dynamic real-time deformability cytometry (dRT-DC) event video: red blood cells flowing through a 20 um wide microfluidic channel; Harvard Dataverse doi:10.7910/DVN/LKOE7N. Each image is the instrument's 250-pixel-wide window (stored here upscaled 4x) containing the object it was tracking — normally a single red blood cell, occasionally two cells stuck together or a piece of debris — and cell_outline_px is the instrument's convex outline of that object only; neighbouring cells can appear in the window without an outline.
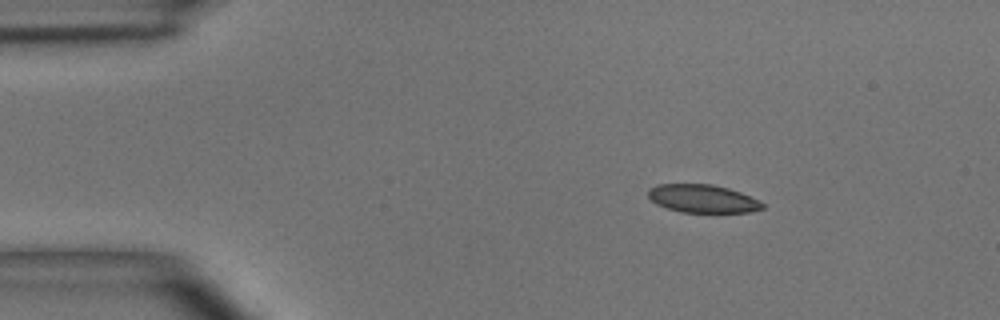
{"species": "common noctule bat (a hibernating species)", "species_latin": "Nyctalus noctula", "temperature_condition": "room temperature", "stored_images_in_passage": 3, "camera_frame_rate_fps": 3000, "um_per_image_px": 0.085, "animal": {"sex": "male", "body_mass_g": 15.6}, "frame": {"image": 1, "passage_image": 1, "time_ms": 0.0, "image_size_px": [1000, 320], "cell_outline_px": [[764, 208], [748, 212], [680, 212], [656, 204], [648, 196], [648, 188], [656, 184], [712, 184], [728, 188], [740, 192], [764, 204]], "centroid_in_image_um": [59.67, 16.88], "position_along_channel_um": 25.3, "area_um2": 18.55}}
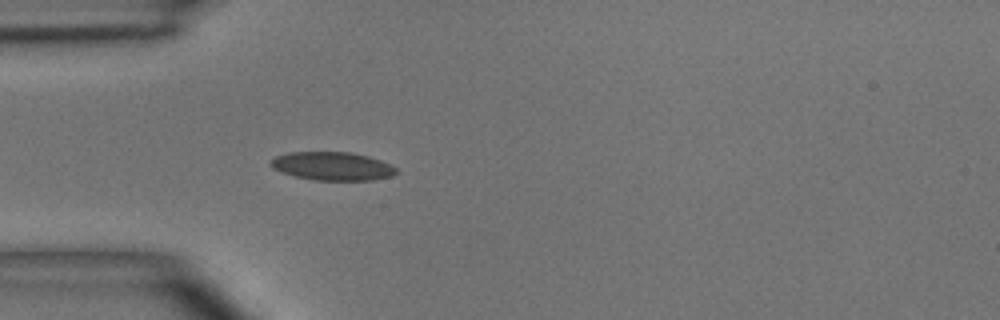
{"frame": {"image": 2, "passage_image": 3, "time_ms": 2.333, "image_size_px": [1000, 320], "cell_outline_px": [[396, 172], [392, 176], [372, 180], [312, 180], [280, 172], [272, 168], [268, 164], [276, 156], [288, 152], [352, 152], [368, 156], [380, 160], [396, 168]], "centroid_in_image_um": [28.21, 14.12], "position_along_channel_um": 56.8, "area_um2": 20.75}}